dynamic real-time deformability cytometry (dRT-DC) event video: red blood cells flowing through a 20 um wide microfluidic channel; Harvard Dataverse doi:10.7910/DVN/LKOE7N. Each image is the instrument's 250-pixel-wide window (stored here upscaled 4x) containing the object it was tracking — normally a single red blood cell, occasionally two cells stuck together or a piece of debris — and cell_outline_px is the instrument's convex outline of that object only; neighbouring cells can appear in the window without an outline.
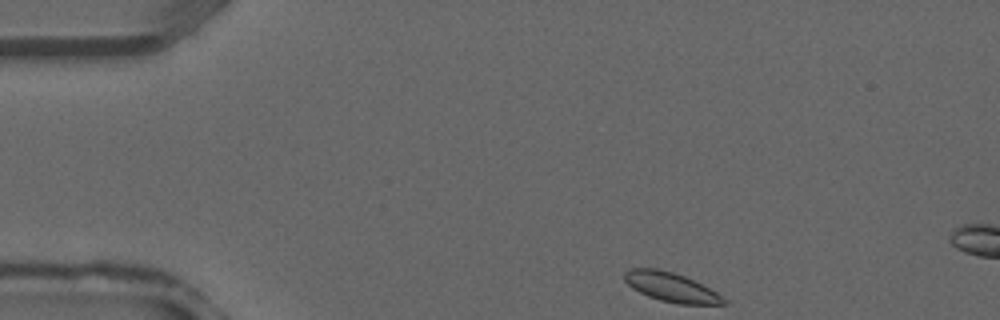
{"species": "common noctule bat (a hibernating species)", "species_latin": "Nyctalus noctula", "temperature_condition": "warm", "stored_images_in_passage": 5, "camera_frame_rate_fps": 3000, "um_per_image_px": 0.085, "animal": {"sex": "male", "forearm_length_mm": 52.5}, "frame": {"image": 1, "passage_image": 1, "time_ms": 0.0, "image_size_px": [1000, 320], "cell_outline_px": [[728, 304], [680, 304], [660, 300], [648, 296], [632, 288], [624, 280], [624, 272], [628, 268], [660, 268], [684, 276], [716, 292], [728, 300]], "centroid_in_image_um": [57.02, 24.4], "position_along_channel_um": 28.0, "area_um2": 16.82}}